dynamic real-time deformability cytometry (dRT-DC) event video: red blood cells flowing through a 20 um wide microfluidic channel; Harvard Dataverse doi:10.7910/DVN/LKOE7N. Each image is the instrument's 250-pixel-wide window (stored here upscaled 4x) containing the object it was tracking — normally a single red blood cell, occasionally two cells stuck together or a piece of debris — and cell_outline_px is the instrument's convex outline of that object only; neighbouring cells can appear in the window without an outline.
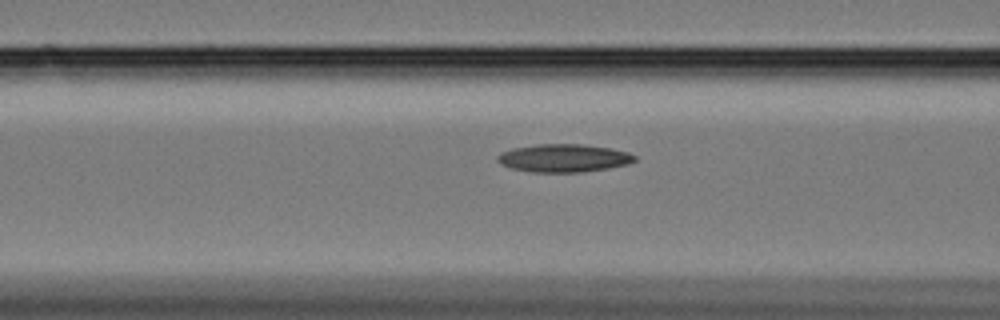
{"species": "Egyptian fruit bat (a non-hibernating species)", "species_latin": "Rousettus aegyptiacus", "temperature_condition": "cold", "stored_images_in_passage": 22, "camera_frame_rate_fps": 3000, "um_per_image_px": 0.085, "animal": {"sex": "female"}, "frame": {"image": 1, "passage_image": 20, "time_ms": 6.333, "image_size_px": [1000, 320], "cell_outline_px": [[636, 160], [628, 164], [608, 168], [584, 172], [532, 172], [512, 168], [500, 164], [496, 160], [496, 156], [500, 152], [512, 148], [536, 144], [580, 144], [612, 148], [628, 152], [636, 156]], "centroid_in_image_um": [47.9, 13.43], "position_along_channel_um": 118.7, "area_um2": 22.54}}